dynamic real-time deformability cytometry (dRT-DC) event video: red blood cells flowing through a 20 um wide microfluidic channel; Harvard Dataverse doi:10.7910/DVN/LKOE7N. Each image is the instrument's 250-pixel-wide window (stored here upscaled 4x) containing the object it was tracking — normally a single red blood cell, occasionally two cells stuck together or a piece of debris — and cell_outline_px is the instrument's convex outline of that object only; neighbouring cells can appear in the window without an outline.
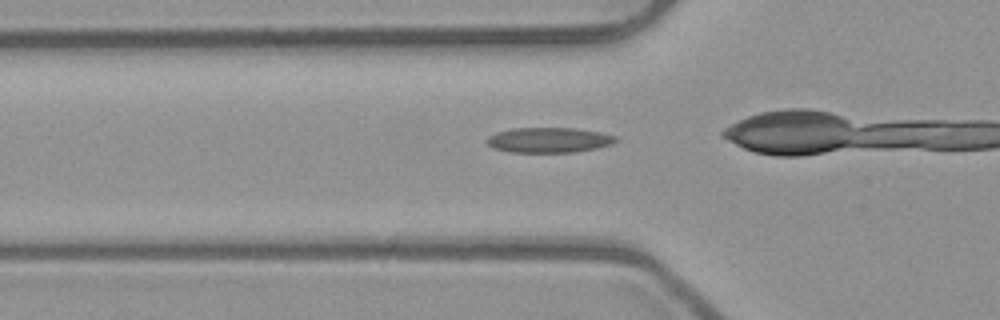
{"species": "common noctule bat (a hibernating species)", "species_latin": "Nyctalus noctula", "temperature_condition": "room temperature", "stored_images_in_passage": 19, "camera_frame_rate_fps": 3000, "um_per_image_px": 0.085, "animal": {"sex": "male", "body_mass_g": 23.1, "forearm_length_mm": 52.7}, "frame": {"image": 1, "passage_image": 14, "time_ms": 4.333, "image_size_px": [1000, 320], "cell_outline_px": [[620, 140], [612, 144], [596, 148], [576, 152], [508, 152], [492, 148], [484, 140], [488, 136], [496, 132], [512, 128], [576, 128], [600, 132], [616, 136]], "centroid_in_image_um": [46.64, 11.9], "position_along_channel_um": 79.2, "area_um2": 19.13}}